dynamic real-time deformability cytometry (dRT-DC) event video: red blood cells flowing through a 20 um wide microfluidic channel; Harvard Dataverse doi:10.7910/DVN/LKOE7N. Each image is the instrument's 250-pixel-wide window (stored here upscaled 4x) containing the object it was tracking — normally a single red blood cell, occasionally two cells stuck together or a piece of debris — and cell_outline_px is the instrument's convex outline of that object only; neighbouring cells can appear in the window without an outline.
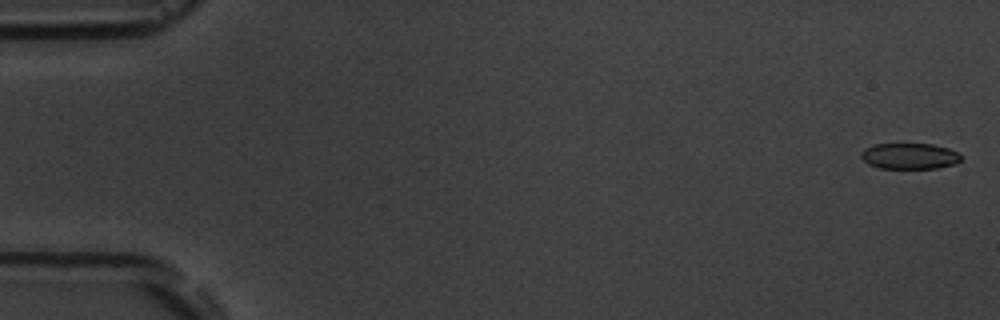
{"species": "common noctule bat (a hibernating species)", "species_latin": "Nyctalus noctula", "temperature_condition": "room temperature", "stored_images_in_passage": 7, "camera_frame_rate_fps": 3000, "um_per_image_px": 0.085, "animal": {"sex": "male", "body_mass_g": 19.5, "forearm_length_mm": 54.6}, "frame": {"image": 1, "passage_image": 1, "time_ms": 0.0, "image_size_px": [1000, 320], "cell_outline_px": [[960, 160], [956, 164], [936, 168], [880, 168], [868, 164], [860, 156], [860, 152], [864, 148], [876, 144], [932, 144], [948, 148], [956, 152], [960, 156]], "centroid_in_image_um": [77.28, 13.27], "position_along_channel_um": 7.7, "area_um2": 15.03}}
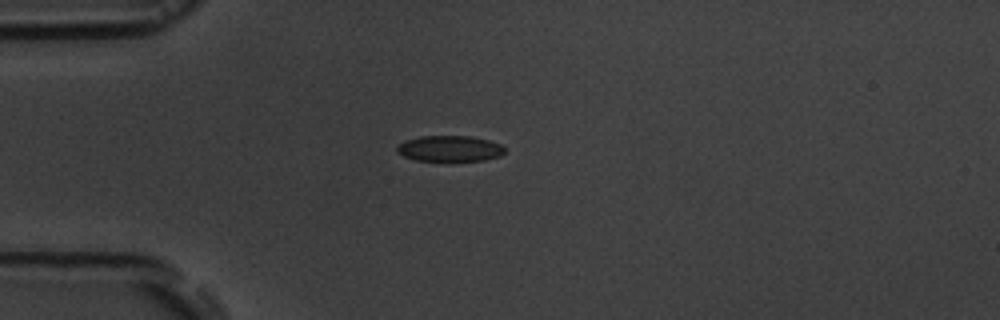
{"frame": {"image": 2, "passage_image": 5, "time_ms": 4.667, "image_size_px": [1000, 320], "cell_outline_px": [[504, 152], [500, 156], [484, 160], [416, 160], [404, 156], [396, 152], [396, 148], [404, 140], [420, 136], [472, 136], [488, 140], [500, 144], [504, 148]], "centroid_in_image_um": [38.21, 12.61], "position_along_channel_um": 46.8, "area_um2": 16.07}}
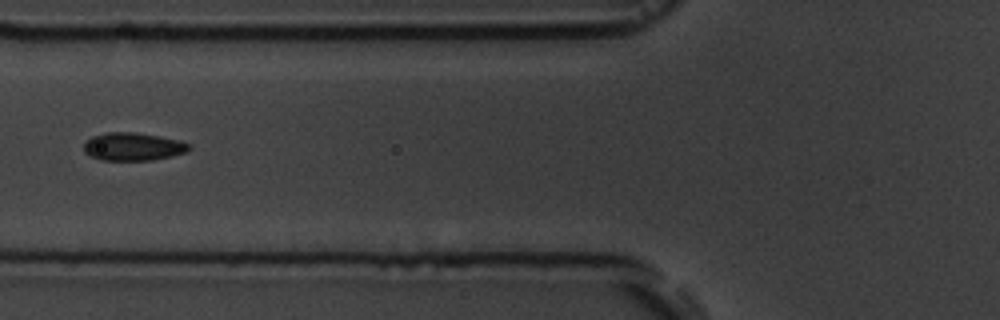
{"frame": {"image": 3, "passage_image": 7, "time_ms": 7.0, "image_size_px": [1000, 320], "cell_outline_px": [[192, 148], [188, 152], [172, 156], [152, 160], [104, 160], [88, 156], [84, 152], [84, 144], [92, 136], [108, 132], [132, 132], [156, 136], [176, 140], [188, 144]], "centroid_in_image_um": [11.29, 12.48], "position_along_channel_um": 114.5, "area_um2": 16.99}}